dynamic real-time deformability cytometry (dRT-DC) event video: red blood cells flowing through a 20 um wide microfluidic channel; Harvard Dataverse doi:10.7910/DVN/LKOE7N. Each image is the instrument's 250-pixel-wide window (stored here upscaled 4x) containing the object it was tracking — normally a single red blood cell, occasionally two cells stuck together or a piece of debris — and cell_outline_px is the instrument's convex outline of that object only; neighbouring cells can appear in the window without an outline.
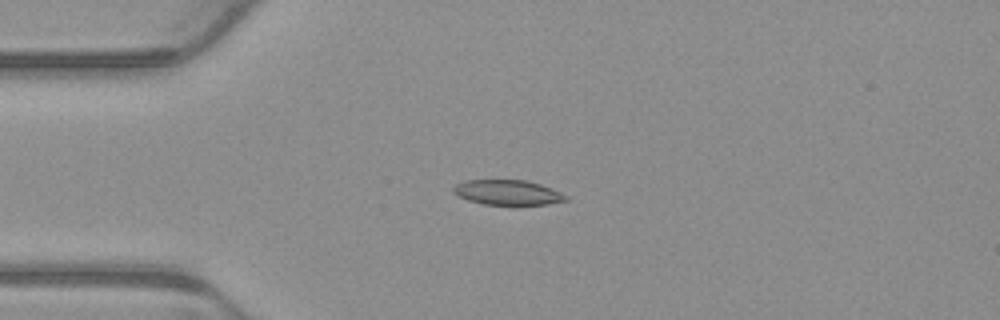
{"species": "common noctule bat (a hibernating species)", "species_latin": "Nyctalus noctula", "temperature_condition": "warm", "stored_images_in_passage": 5, "camera_frame_rate_fps": 3000, "um_per_image_px": 0.085, "animal": {"sex": "male", "body_mass_g": 23.1, "forearm_length_mm": 52.7}, "frame": {"image": 1, "passage_image": 4, "time_ms": 1.0, "image_size_px": [1000, 320], "cell_outline_px": [[568, 200], [548, 204], [516, 208], [512, 208], [484, 204], [468, 200], [452, 192], [452, 188], [456, 184], [468, 180], [524, 180], [540, 184], [552, 188], [568, 196]], "centroid_in_image_um": [43.2, 16.41], "position_along_channel_um": 41.8, "area_um2": 17.17}}